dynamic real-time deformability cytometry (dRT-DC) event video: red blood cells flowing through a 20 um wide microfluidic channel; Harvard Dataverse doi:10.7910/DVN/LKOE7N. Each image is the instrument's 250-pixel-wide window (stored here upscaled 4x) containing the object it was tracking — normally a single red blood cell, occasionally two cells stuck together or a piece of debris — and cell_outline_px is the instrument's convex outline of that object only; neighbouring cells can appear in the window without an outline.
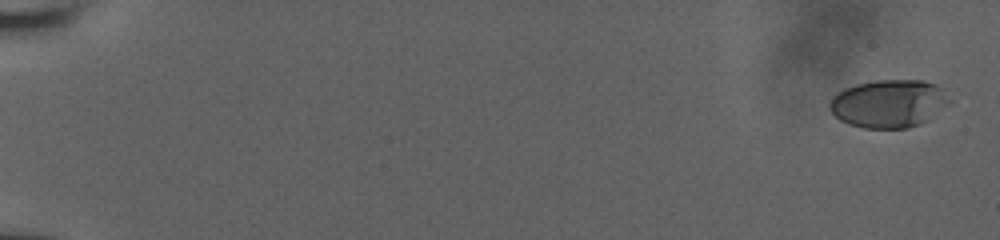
{"species": "human", "species_latin": "Homo sapiens", "temperature_condition": "room temperature", "stored_images_in_passage": 21, "camera_frame_rate_fps": 3000, "um_per_image_px": 0.085, "donor": {"sex": "male"}, "frame": {"image": 1, "passage_image": 1, "time_ms": 0.0, "image_size_px": [1000, 240], "cell_outline_px": [[952, 100], [948, 104], [928, 120], [920, 124], [908, 128], [864, 128], [848, 124], [840, 120], [828, 108], [828, 104], [832, 96], [844, 88], [856, 84], [876, 80], [924, 80], [936, 84], [944, 88]], "centroid_in_image_um": [75.56, 8.79], "position_along_channel_um": 9.4, "area_um2": 33.87}}
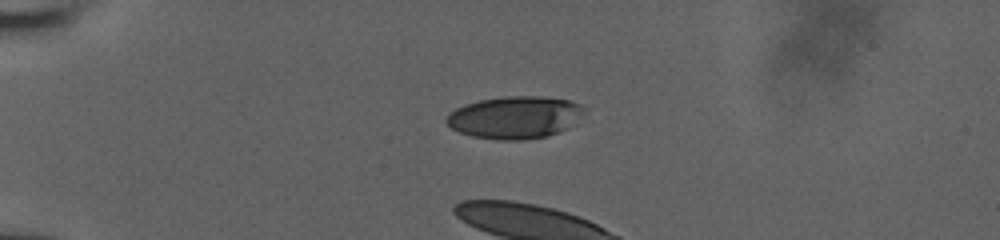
{"frame": {"image": 2, "passage_image": 11, "time_ms": 5.0, "image_size_px": [1000, 240], "cell_outline_px": [[584, 108], [568, 128], [560, 132], [548, 136], [524, 140], [496, 140], [472, 136], [460, 132], [452, 128], [444, 120], [448, 112], [464, 104], [480, 100], [504, 96], [540, 96], [568, 100], [580, 104]], "centroid_in_image_um": [43.7, 9.98], "position_along_channel_um": 41.3, "area_um2": 33.93}}